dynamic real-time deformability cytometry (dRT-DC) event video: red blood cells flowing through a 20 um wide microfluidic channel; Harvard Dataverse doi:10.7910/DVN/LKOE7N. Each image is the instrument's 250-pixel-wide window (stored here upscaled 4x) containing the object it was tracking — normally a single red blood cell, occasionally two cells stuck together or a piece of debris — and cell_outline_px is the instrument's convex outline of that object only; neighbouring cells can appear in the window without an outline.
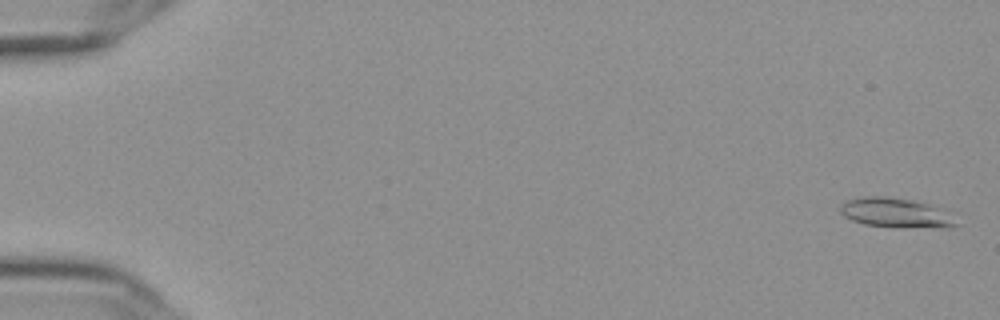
{"species": "Egyptian fruit bat (a non-hibernating species)", "species_latin": "Rousettus aegyptiacus", "temperature_condition": "cold", "stored_images_in_passage": 57, "camera_frame_rate_fps": 3000, "um_per_image_px": 0.085, "frame": {"image": 1, "passage_image": 2, "time_ms": 0.333, "image_size_px": [1000, 320], "cell_outline_px": [[960, 224], [944, 228], [864, 224], [852, 220], [844, 216], [840, 212], [840, 208], [848, 200], [864, 196], [888, 196], [916, 200], [928, 204]], "centroid_in_image_um": [76.06, 18.06], "position_along_channel_um": 8.9, "area_um2": 19.07}}
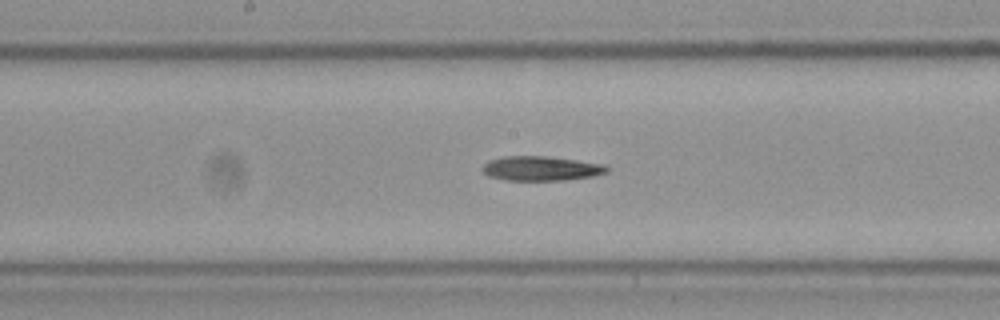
{"frame": {"image": 2, "passage_image": 31, "time_ms": 10.0, "image_size_px": [1000, 320], "cell_outline_px": [[612, 168], [608, 172], [592, 176], [564, 180], [504, 180], [488, 176], [484, 172], [484, 164], [488, 160], [504, 156], [548, 156], [604, 164]], "centroid_in_image_um": [46.02, 14.31], "position_along_channel_um": 202.2, "area_um2": 17.8}}
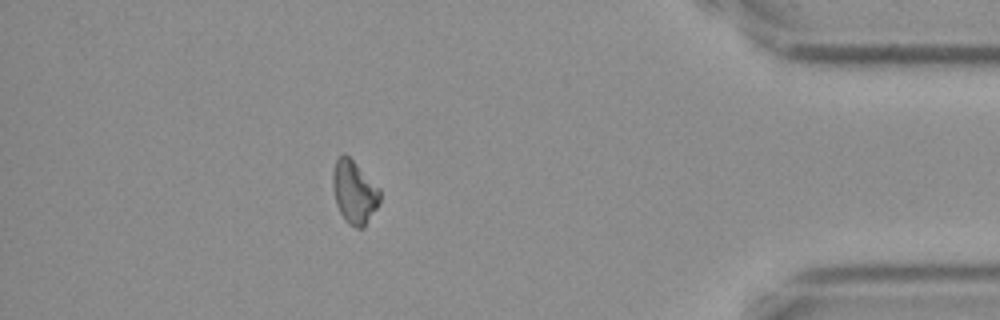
{"frame": {"image": 3, "passage_image": 51, "time_ms": 16.667, "image_size_px": [1000, 320], "cell_outline_px": [[380, 204], [364, 228], [356, 228], [348, 224], [344, 220], [336, 204], [332, 184], [332, 176], [336, 160], [344, 152], [380, 188]], "centroid_in_image_um": [30.12, 16.37], "position_along_channel_um": 405.1, "area_um2": 17.4}, "authors_computed_cell_mechanics": {"area_um2": 17.8024, "velocity_mm_per_s": 3.632, "shape_relaxation_time_tau1_ms": 8.0545, "shape_relaxation_time_tau2_ms": null, "deformation_change_tau1": 0.1645, "deformation_change_tau2": null}}